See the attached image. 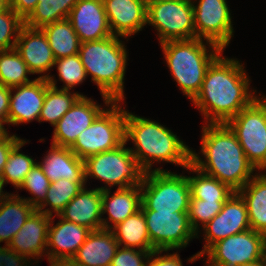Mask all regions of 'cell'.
<instances>
[{
  "label": "cell",
  "mask_w": 266,
  "mask_h": 266,
  "mask_svg": "<svg viewBox=\"0 0 266 266\" xmlns=\"http://www.w3.org/2000/svg\"><path fill=\"white\" fill-rule=\"evenodd\" d=\"M221 56L208 67L202 87L192 100L209 124L226 123L257 98L256 90L249 91L243 65Z\"/></svg>",
  "instance_id": "1"
},
{
  "label": "cell",
  "mask_w": 266,
  "mask_h": 266,
  "mask_svg": "<svg viewBox=\"0 0 266 266\" xmlns=\"http://www.w3.org/2000/svg\"><path fill=\"white\" fill-rule=\"evenodd\" d=\"M201 153L204 161L191 150V164L199 171L218 179L237 192L255 175L238 139L225 124L202 127Z\"/></svg>",
  "instance_id": "2"
},
{
  "label": "cell",
  "mask_w": 266,
  "mask_h": 266,
  "mask_svg": "<svg viewBox=\"0 0 266 266\" xmlns=\"http://www.w3.org/2000/svg\"><path fill=\"white\" fill-rule=\"evenodd\" d=\"M132 140L135 148H129L142 170H152L156 161L170 162L183 168L191 163V149L167 127L158 122L125 111L124 141Z\"/></svg>",
  "instance_id": "3"
},
{
  "label": "cell",
  "mask_w": 266,
  "mask_h": 266,
  "mask_svg": "<svg viewBox=\"0 0 266 266\" xmlns=\"http://www.w3.org/2000/svg\"><path fill=\"white\" fill-rule=\"evenodd\" d=\"M118 37L83 42L78 53L86 76L91 75L107 107L113 101L124 100L127 51Z\"/></svg>",
  "instance_id": "4"
},
{
  "label": "cell",
  "mask_w": 266,
  "mask_h": 266,
  "mask_svg": "<svg viewBox=\"0 0 266 266\" xmlns=\"http://www.w3.org/2000/svg\"><path fill=\"white\" fill-rule=\"evenodd\" d=\"M203 43L199 38L161 43L174 80L190 100L199 93L210 64L223 52L215 44H209L210 51Z\"/></svg>",
  "instance_id": "5"
},
{
  "label": "cell",
  "mask_w": 266,
  "mask_h": 266,
  "mask_svg": "<svg viewBox=\"0 0 266 266\" xmlns=\"http://www.w3.org/2000/svg\"><path fill=\"white\" fill-rule=\"evenodd\" d=\"M140 187L142 211H188L191 190L187 176L151 171L144 174Z\"/></svg>",
  "instance_id": "6"
},
{
  "label": "cell",
  "mask_w": 266,
  "mask_h": 266,
  "mask_svg": "<svg viewBox=\"0 0 266 266\" xmlns=\"http://www.w3.org/2000/svg\"><path fill=\"white\" fill-rule=\"evenodd\" d=\"M125 145L124 141L113 150L84 159L85 181L89 177H94L105 182L107 187L117 185L118 189L141 185L145 172Z\"/></svg>",
  "instance_id": "7"
},
{
  "label": "cell",
  "mask_w": 266,
  "mask_h": 266,
  "mask_svg": "<svg viewBox=\"0 0 266 266\" xmlns=\"http://www.w3.org/2000/svg\"><path fill=\"white\" fill-rule=\"evenodd\" d=\"M225 124L235 134L248 161L255 169L266 171V96L257 97Z\"/></svg>",
  "instance_id": "8"
},
{
  "label": "cell",
  "mask_w": 266,
  "mask_h": 266,
  "mask_svg": "<svg viewBox=\"0 0 266 266\" xmlns=\"http://www.w3.org/2000/svg\"><path fill=\"white\" fill-rule=\"evenodd\" d=\"M113 101L95 121L78 135L70 147L82 160L89 156L117 148L124 142L125 110Z\"/></svg>",
  "instance_id": "9"
},
{
  "label": "cell",
  "mask_w": 266,
  "mask_h": 266,
  "mask_svg": "<svg viewBox=\"0 0 266 266\" xmlns=\"http://www.w3.org/2000/svg\"><path fill=\"white\" fill-rule=\"evenodd\" d=\"M193 0H168L147 8L146 24L158 31L159 42L196 38Z\"/></svg>",
  "instance_id": "10"
},
{
  "label": "cell",
  "mask_w": 266,
  "mask_h": 266,
  "mask_svg": "<svg viewBox=\"0 0 266 266\" xmlns=\"http://www.w3.org/2000/svg\"><path fill=\"white\" fill-rule=\"evenodd\" d=\"M51 216L35 210L11 242L0 253V266L28 264L32 258L47 257V236ZM46 250V251H45ZM30 257H32L30 259ZM28 262V263H27Z\"/></svg>",
  "instance_id": "11"
},
{
  "label": "cell",
  "mask_w": 266,
  "mask_h": 266,
  "mask_svg": "<svg viewBox=\"0 0 266 266\" xmlns=\"http://www.w3.org/2000/svg\"><path fill=\"white\" fill-rule=\"evenodd\" d=\"M266 236L248 229L213 244L204 255L208 266H239L262 259Z\"/></svg>",
  "instance_id": "12"
},
{
  "label": "cell",
  "mask_w": 266,
  "mask_h": 266,
  "mask_svg": "<svg viewBox=\"0 0 266 266\" xmlns=\"http://www.w3.org/2000/svg\"><path fill=\"white\" fill-rule=\"evenodd\" d=\"M147 225L151 244L155 250L165 252L186 247L190 240L197 237L191 228L188 211L165 213L142 211Z\"/></svg>",
  "instance_id": "13"
},
{
  "label": "cell",
  "mask_w": 266,
  "mask_h": 266,
  "mask_svg": "<svg viewBox=\"0 0 266 266\" xmlns=\"http://www.w3.org/2000/svg\"><path fill=\"white\" fill-rule=\"evenodd\" d=\"M193 1L194 27L196 38L206 40V44H215L221 49L228 46L233 36V24L226 0Z\"/></svg>",
  "instance_id": "14"
},
{
  "label": "cell",
  "mask_w": 266,
  "mask_h": 266,
  "mask_svg": "<svg viewBox=\"0 0 266 266\" xmlns=\"http://www.w3.org/2000/svg\"><path fill=\"white\" fill-rule=\"evenodd\" d=\"M248 229L251 228L246 204L242 197L234 192L223 204L222 210L203 226L206 243L203 250L193 255L188 261L195 262L198 258L204 256V253L213 244Z\"/></svg>",
  "instance_id": "15"
},
{
  "label": "cell",
  "mask_w": 266,
  "mask_h": 266,
  "mask_svg": "<svg viewBox=\"0 0 266 266\" xmlns=\"http://www.w3.org/2000/svg\"><path fill=\"white\" fill-rule=\"evenodd\" d=\"M105 110L92 99L80 96L73 106L54 125L52 144L71 147L78 135L88 128Z\"/></svg>",
  "instance_id": "16"
},
{
  "label": "cell",
  "mask_w": 266,
  "mask_h": 266,
  "mask_svg": "<svg viewBox=\"0 0 266 266\" xmlns=\"http://www.w3.org/2000/svg\"><path fill=\"white\" fill-rule=\"evenodd\" d=\"M81 43L112 36L102 0H79L68 17Z\"/></svg>",
  "instance_id": "17"
},
{
  "label": "cell",
  "mask_w": 266,
  "mask_h": 266,
  "mask_svg": "<svg viewBox=\"0 0 266 266\" xmlns=\"http://www.w3.org/2000/svg\"><path fill=\"white\" fill-rule=\"evenodd\" d=\"M50 85L46 78H35L32 82L11 88L8 125L38 120ZM14 95H12V92Z\"/></svg>",
  "instance_id": "18"
},
{
  "label": "cell",
  "mask_w": 266,
  "mask_h": 266,
  "mask_svg": "<svg viewBox=\"0 0 266 266\" xmlns=\"http://www.w3.org/2000/svg\"><path fill=\"white\" fill-rule=\"evenodd\" d=\"M15 49L32 74H45L55 64L56 59L41 28L23 25L19 31Z\"/></svg>",
  "instance_id": "19"
},
{
  "label": "cell",
  "mask_w": 266,
  "mask_h": 266,
  "mask_svg": "<svg viewBox=\"0 0 266 266\" xmlns=\"http://www.w3.org/2000/svg\"><path fill=\"white\" fill-rule=\"evenodd\" d=\"M113 35L128 37L141 31L147 22V7L141 0H102Z\"/></svg>",
  "instance_id": "20"
},
{
  "label": "cell",
  "mask_w": 266,
  "mask_h": 266,
  "mask_svg": "<svg viewBox=\"0 0 266 266\" xmlns=\"http://www.w3.org/2000/svg\"><path fill=\"white\" fill-rule=\"evenodd\" d=\"M53 219L51 216L48 226L47 247L51 249L47 250V259L71 260L91 230L63 218L53 226Z\"/></svg>",
  "instance_id": "21"
},
{
  "label": "cell",
  "mask_w": 266,
  "mask_h": 266,
  "mask_svg": "<svg viewBox=\"0 0 266 266\" xmlns=\"http://www.w3.org/2000/svg\"><path fill=\"white\" fill-rule=\"evenodd\" d=\"M56 216L83 225L91 231L103 229L102 190H87L84 187Z\"/></svg>",
  "instance_id": "22"
},
{
  "label": "cell",
  "mask_w": 266,
  "mask_h": 266,
  "mask_svg": "<svg viewBox=\"0 0 266 266\" xmlns=\"http://www.w3.org/2000/svg\"><path fill=\"white\" fill-rule=\"evenodd\" d=\"M102 190V215L106 212L109 218H102V228L111 230L129 216L135 214L141 207V187L135 185L125 189H118L110 196V189L106 186ZM114 225H110L108 220Z\"/></svg>",
  "instance_id": "23"
},
{
  "label": "cell",
  "mask_w": 266,
  "mask_h": 266,
  "mask_svg": "<svg viewBox=\"0 0 266 266\" xmlns=\"http://www.w3.org/2000/svg\"><path fill=\"white\" fill-rule=\"evenodd\" d=\"M38 165L50 183L63 178L71 182H86L84 160L77 157L70 147L51 144L47 156Z\"/></svg>",
  "instance_id": "24"
},
{
  "label": "cell",
  "mask_w": 266,
  "mask_h": 266,
  "mask_svg": "<svg viewBox=\"0 0 266 266\" xmlns=\"http://www.w3.org/2000/svg\"><path fill=\"white\" fill-rule=\"evenodd\" d=\"M118 248L111 230L91 231L71 260L80 266H110Z\"/></svg>",
  "instance_id": "25"
},
{
  "label": "cell",
  "mask_w": 266,
  "mask_h": 266,
  "mask_svg": "<svg viewBox=\"0 0 266 266\" xmlns=\"http://www.w3.org/2000/svg\"><path fill=\"white\" fill-rule=\"evenodd\" d=\"M36 210L27 200L17 194H9L0 204V246L1 251L9 245L12 238L22 228L29 216Z\"/></svg>",
  "instance_id": "26"
},
{
  "label": "cell",
  "mask_w": 266,
  "mask_h": 266,
  "mask_svg": "<svg viewBox=\"0 0 266 266\" xmlns=\"http://www.w3.org/2000/svg\"><path fill=\"white\" fill-rule=\"evenodd\" d=\"M237 193L246 204L250 228L266 236V172L256 173Z\"/></svg>",
  "instance_id": "27"
},
{
  "label": "cell",
  "mask_w": 266,
  "mask_h": 266,
  "mask_svg": "<svg viewBox=\"0 0 266 266\" xmlns=\"http://www.w3.org/2000/svg\"><path fill=\"white\" fill-rule=\"evenodd\" d=\"M111 231L120 247L124 244L123 248L155 250L151 244L145 216L141 209L114 226Z\"/></svg>",
  "instance_id": "28"
},
{
  "label": "cell",
  "mask_w": 266,
  "mask_h": 266,
  "mask_svg": "<svg viewBox=\"0 0 266 266\" xmlns=\"http://www.w3.org/2000/svg\"><path fill=\"white\" fill-rule=\"evenodd\" d=\"M40 78H46L50 86L46 89V96L38 122H50L54 126L82 94L77 92L71 94L69 90L58 89L57 81L48 74L40 76Z\"/></svg>",
  "instance_id": "29"
},
{
  "label": "cell",
  "mask_w": 266,
  "mask_h": 266,
  "mask_svg": "<svg viewBox=\"0 0 266 266\" xmlns=\"http://www.w3.org/2000/svg\"><path fill=\"white\" fill-rule=\"evenodd\" d=\"M41 29L48 39L55 59L79 53L81 41L68 18L47 24Z\"/></svg>",
  "instance_id": "30"
},
{
  "label": "cell",
  "mask_w": 266,
  "mask_h": 266,
  "mask_svg": "<svg viewBox=\"0 0 266 266\" xmlns=\"http://www.w3.org/2000/svg\"><path fill=\"white\" fill-rule=\"evenodd\" d=\"M185 169L197 174L193 177L187 176L191 190V199H200L206 202H226L235 192L227 184L199 171L191 163Z\"/></svg>",
  "instance_id": "31"
},
{
  "label": "cell",
  "mask_w": 266,
  "mask_h": 266,
  "mask_svg": "<svg viewBox=\"0 0 266 266\" xmlns=\"http://www.w3.org/2000/svg\"><path fill=\"white\" fill-rule=\"evenodd\" d=\"M86 186V182H71L66 179H59L55 182L50 183L49 189L46 194L44 201L36 208L46 215L53 216L65 208V206ZM50 206L51 209H45L46 206Z\"/></svg>",
  "instance_id": "32"
},
{
  "label": "cell",
  "mask_w": 266,
  "mask_h": 266,
  "mask_svg": "<svg viewBox=\"0 0 266 266\" xmlns=\"http://www.w3.org/2000/svg\"><path fill=\"white\" fill-rule=\"evenodd\" d=\"M28 74L32 73L15 48L0 51V85L14 88L30 83Z\"/></svg>",
  "instance_id": "33"
},
{
  "label": "cell",
  "mask_w": 266,
  "mask_h": 266,
  "mask_svg": "<svg viewBox=\"0 0 266 266\" xmlns=\"http://www.w3.org/2000/svg\"><path fill=\"white\" fill-rule=\"evenodd\" d=\"M27 142L21 140L10 152L7 162L2 170L1 178L5 183H11L17 189L23 183L25 176L37 163L23 153H20V148L25 145Z\"/></svg>",
  "instance_id": "34"
},
{
  "label": "cell",
  "mask_w": 266,
  "mask_h": 266,
  "mask_svg": "<svg viewBox=\"0 0 266 266\" xmlns=\"http://www.w3.org/2000/svg\"><path fill=\"white\" fill-rule=\"evenodd\" d=\"M59 79L65 83L61 89L71 90L86 79V72L78 54L56 59Z\"/></svg>",
  "instance_id": "35"
},
{
  "label": "cell",
  "mask_w": 266,
  "mask_h": 266,
  "mask_svg": "<svg viewBox=\"0 0 266 266\" xmlns=\"http://www.w3.org/2000/svg\"><path fill=\"white\" fill-rule=\"evenodd\" d=\"M50 181L43 173L42 168L36 163L33 168L25 176V179L19 189H26L34 197L24 198L31 205L37 208L46 198L47 191L49 189Z\"/></svg>",
  "instance_id": "36"
},
{
  "label": "cell",
  "mask_w": 266,
  "mask_h": 266,
  "mask_svg": "<svg viewBox=\"0 0 266 266\" xmlns=\"http://www.w3.org/2000/svg\"><path fill=\"white\" fill-rule=\"evenodd\" d=\"M23 25L24 20L10 7L0 13V51L15 48Z\"/></svg>",
  "instance_id": "37"
},
{
  "label": "cell",
  "mask_w": 266,
  "mask_h": 266,
  "mask_svg": "<svg viewBox=\"0 0 266 266\" xmlns=\"http://www.w3.org/2000/svg\"><path fill=\"white\" fill-rule=\"evenodd\" d=\"M225 202H206L200 199H190L188 218L191 228L198 235L199 223L202 227L212 220L221 210ZM200 221V222H199Z\"/></svg>",
  "instance_id": "38"
},
{
  "label": "cell",
  "mask_w": 266,
  "mask_h": 266,
  "mask_svg": "<svg viewBox=\"0 0 266 266\" xmlns=\"http://www.w3.org/2000/svg\"><path fill=\"white\" fill-rule=\"evenodd\" d=\"M59 20V0H38L34 10L24 20V25L31 28H42Z\"/></svg>",
  "instance_id": "39"
},
{
  "label": "cell",
  "mask_w": 266,
  "mask_h": 266,
  "mask_svg": "<svg viewBox=\"0 0 266 266\" xmlns=\"http://www.w3.org/2000/svg\"><path fill=\"white\" fill-rule=\"evenodd\" d=\"M151 252L152 251L140 249L136 250V248L122 247L120 249L119 246L110 266H146L147 259Z\"/></svg>",
  "instance_id": "40"
},
{
  "label": "cell",
  "mask_w": 266,
  "mask_h": 266,
  "mask_svg": "<svg viewBox=\"0 0 266 266\" xmlns=\"http://www.w3.org/2000/svg\"><path fill=\"white\" fill-rule=\"evenodd\" d=\"M162 252H164V250L152 251L147 259L146 266H183L180 256L177 254V252L159 256L158 254H161ZM153 257L156 258L152 259Z\"/></svg>",
  "instance_id": "41"
},
{
  "label": "cell",
  "mask_w": 266,
  "mask_h": 266,
  "mask_svg": "<svg viewBox=\"0 0 266 266\" xmlns=\"http://www.w3.org/2000/svg\"><path fill=\"white\" fill-rule=\"evenodd\" d=\"M38 0H9V7L25 20L37 5Z\"/></svg>",
  "instance_id": "42"
},
{
  "label": "cell",
  "mask_w": 266,
  "mask_h": 266,
  "mask_svg": "<svg viewBox=\"0 0 266 266\" xmlns=\"http://www.w3.org/2000/svg\"><path fill=\"white\" fill-rule=\"evenodd\" d=\"M15 134L0 142V176L11 150L21 141Z\"/></svg>",
  "instance_id": "43"
},
{
  "label": "cell",
  "mask_w": 266,
  "mask_h": 266,
  "mask_svg": "<svg viewBox=\"0 0 266 266\" xmlns=\"http://www.w3.org/2000/svg\"><path fill=\"white\" fill-rule=\"evenodd\" d=\"M11 88L0 85V118L7 120L9 114V104Z\"/></svg>",
  "instance_id": "44"
},
{
  "label": "cell",
  "mask_w": 266,
  "mask_h": 266,
  "mask_svg": "<svg viewBox=\"0 0 266 266\" xmlns=\"http://www.w3.org/2000/svg\"><path fill=\"white\" fill-rule=\"evenodd\" d=\"M79 0H59L60 20L69 17L71 9Z\"/></svg>",
  "instance_id": "45"
},
{
  "label": "cell",
  "mask_w": 266,
  "mask_h": 266,
  "mask_svg": "<svg viewBox=\"0 0 266 266\" xmlns=\"http://www.w3.org/2000/svg\"><path fill=\"white\" fill-rule=\"evenodd\" d=\"M3 123L8 124L7 120L0 118V142L10 137Z\"/></svg>",
  "instance_id": "46"
},
{
  "label": "cell",
  "mask_w": 266,
  "mask_h": 266,
  "mask_svg": "<svg viewBox=\"0 0 266 266\" xmlns=\"http://www.w3.org/2000/svg\"><path fill=\"white\" fill-rule=\"evenodd\" d=\"M3 186H4V182L2 178L0 177V204L9 195L8 193L5 194L3 192Z\"/></svg>",
  "instance_id": "47"
},
{
  "label": "cell",
  "mask_w": 266,
  "mask_h": 266,
  "mask_svg": "<svg viewBox=\"0 0 266 266\" xmlns=\"http://www.w3.org/2000/svg\"><path fill=\"white\" fill-rule=\"evenodd\" d=\"M50 266H65V260L48 259Z\"/></svg>",
  "instance_id": "48"
},
{
  "label": "cell",
  "mask_w": 266,
  "mask_h": 266,
  "mask_svg": "<svg viewBox=\"0 0 266 266\" xmlns=\"http://www.w3.org/2000/svg\"><path fill=\"white\" fill-rule=\"evenodd\" d=\"M168 0H141V2L148 8L149 6L159 3V2H164Z\"/></svg>",
  "instance_id": "49"
},
{
  "label": "cell",
  "mask_w": 266,
  "mask_h": 266,
  "mask_svg": "<svg viewBox=\"0 0 266 266\" xmlns=\"http://www.w3.org/2000/svg\"><path fill=\"white\" fill-rule=\"evenodd\" d=\"M9 8V0H0V13Z\"/></svg>",
  "instance_id": "50"
},
{
  "label": "cell",
  "mask_w": 266,
  "mask_h": 266,
  "mask_svg": "<svg viewBox=\"0 0 266 266\" xmlns=\"http://www.w3.org/2000/svg\"><path fill=\"white\" fill-rule=\"evenodd\" d=\"M239 266H265L264 265V262L262 259H259L255 262H251V263H246V264H242V265H239Z\"/></svg>",
  "instance_id": "51"
},
{
  "label": "cell",
  "mask_w": 266,
  "mask_h": 266,
  "mask_svg": "<svg viewBox=\"0 0 266 266\" xmlns=\"http://www.w3.org/2000/svg\"><path fill=\"white\" fill-rule=\"evenodd\" d=\"M65 266H80L75 264L72 260H65Z\"/></svg>",
  "instance_id": "52"
},
{
  "label": "cell",
  "mask_w": 266,
  "mask_h": 266,
  "mask_svg": "<svg viewBox=\"0 0 266 266\" xmlns=\"http://www.w3.org/2000/svg\"><path fill=\"white\" fill-rule=\"evenodd\" d=\"M262 260L264 262V265L266 266V246H265L264 251H263Z\"/></svg>",
  "instance_id": "53"
},
{
  "label": "cell",
  "mask_w": 266,
  "mask_h": 266,
  "mask_svg": "<svg viewBox=\"0 0 266 266\" xmlns=\"http://www.w3.org/2000/svg\"><path fill=\"white\" fill-rule=\"evenodd\" d=\"M5 266H27V264H11V265H5Z\"/></svg>",
  "instance_id": "54"
}]
</instances>
